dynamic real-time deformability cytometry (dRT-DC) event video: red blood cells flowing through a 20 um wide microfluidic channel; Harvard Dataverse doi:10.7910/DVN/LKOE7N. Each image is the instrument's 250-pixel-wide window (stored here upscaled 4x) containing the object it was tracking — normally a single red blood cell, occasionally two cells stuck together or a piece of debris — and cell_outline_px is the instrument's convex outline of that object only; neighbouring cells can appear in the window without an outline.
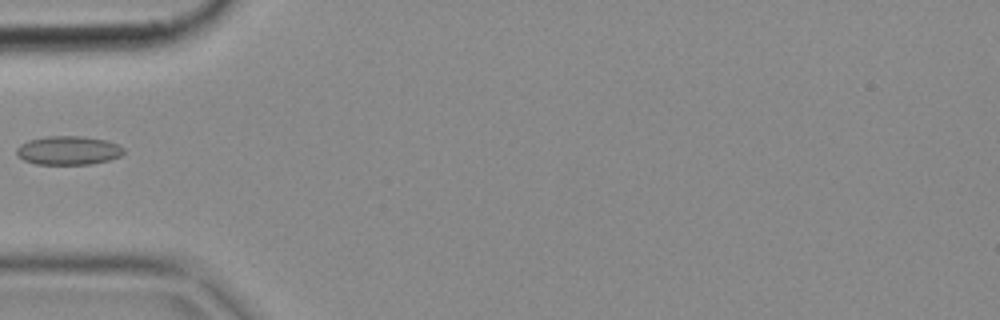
{"species": "common noctule bat (a hibernating species)", "species_latin": "Nyctalus noctula", "temperature_condition": "cold", "stored_images_in_passage": 5, "camera_frame_rate_fps": 3000, "um_per_image_px": 0.085, "animal": {"sex": "female", "body_mass_g": 18.4}, "frame": {"image": 1, "passage_image": 5, "time_ms": 1.333, "image_size_px": [1000, 320], "cell_outline_px": [[124, 152], [120, 156], [108, 160], [92, 164], [36, 164], [24, 160], [16, 156], [16, 148], [20, 144], [28, 140], [44, 136], [80, 136], [104, 140], [120, 144], [124, 148]], "centroid_in_image_um": [5.78, 12.78], "position_along_channel_um": 79.2, "area_um2": 18.09}}